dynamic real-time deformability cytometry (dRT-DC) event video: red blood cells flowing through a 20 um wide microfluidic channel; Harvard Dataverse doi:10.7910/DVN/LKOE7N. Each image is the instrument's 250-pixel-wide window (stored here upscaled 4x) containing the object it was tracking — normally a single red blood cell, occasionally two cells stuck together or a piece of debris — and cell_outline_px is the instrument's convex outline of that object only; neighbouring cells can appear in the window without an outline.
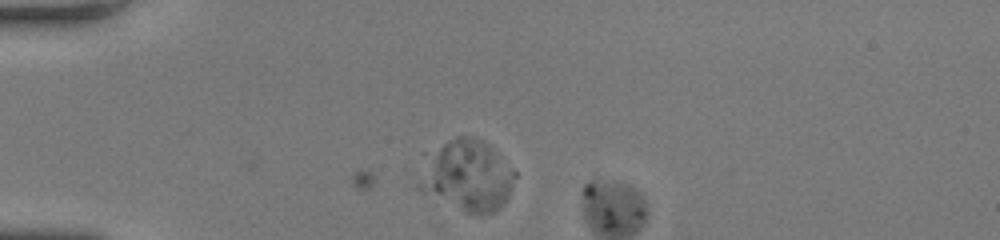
{"species": "human", "species_latin": "Homo sapiens", "temperature_condition": "room temperature", "stored_images_in_passage": 2, "camera_frame_rate_fps": 3000, "um_per_image_px": 0.085, "donor": {"sex": "female"}, "frame": {"image": 1, "passage_image": 2, "time_ms": 0.333, "image_size_px": [1000, 240], "cell_outline_px": [[516, 176], [508, 196], [504, 204], [500, 208], [492, 212], [480, 216], [476, 216], [464, 212], [420, 192], [416, 188], [416, 184], [420, 152], [456, 136], [468, 136], [480, 140], [516, 172]], "centroid_in_image_um": [39.54, 14.94], "position_along_channel_um": 45.5, "area_um2": 41.04}}